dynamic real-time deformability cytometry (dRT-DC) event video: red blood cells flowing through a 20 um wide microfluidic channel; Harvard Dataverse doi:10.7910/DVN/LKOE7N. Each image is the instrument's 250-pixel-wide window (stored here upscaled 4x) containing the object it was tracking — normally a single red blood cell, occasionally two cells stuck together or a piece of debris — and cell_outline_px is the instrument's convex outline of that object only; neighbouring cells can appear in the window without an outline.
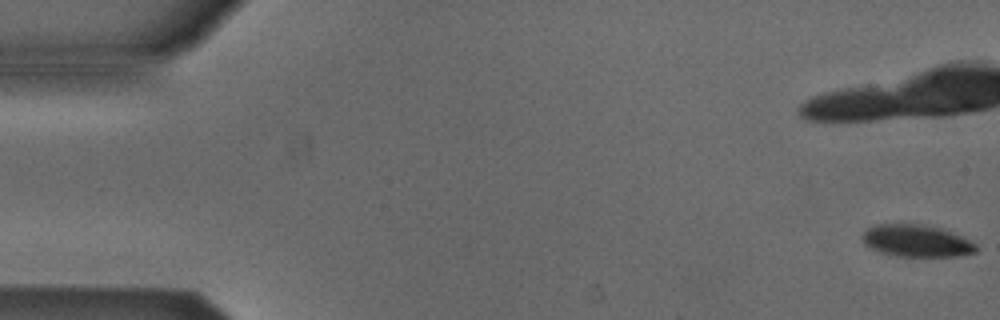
{"species": "Egyptian fruit bat (a non-hibernating species)", "species_latin": "Rousettus aegyptiacus", "temperature_condition": "cold", "stored_images_in_passage": 47, "camera_frame_rate_fps": 3000, "um_per_image_px": 0.085, "animal": {"sex": "male"}, "frame": {"image": 1, "passage_image": 1, "time_ms": 0.0, "image_size_px": [1000, 320], "cell_outline_px": [[976, 252], [960, 256], [896, 256], [880, 252], [864, 244], [860, 236], [868, 228], [876, 224], [924, 224], [940, 228], [952, 232], [976, 244]], "centroid_in_image_um": [77.87, 20.47], "position_along_channel_um": 7.1, "area_um2": 21.21}}